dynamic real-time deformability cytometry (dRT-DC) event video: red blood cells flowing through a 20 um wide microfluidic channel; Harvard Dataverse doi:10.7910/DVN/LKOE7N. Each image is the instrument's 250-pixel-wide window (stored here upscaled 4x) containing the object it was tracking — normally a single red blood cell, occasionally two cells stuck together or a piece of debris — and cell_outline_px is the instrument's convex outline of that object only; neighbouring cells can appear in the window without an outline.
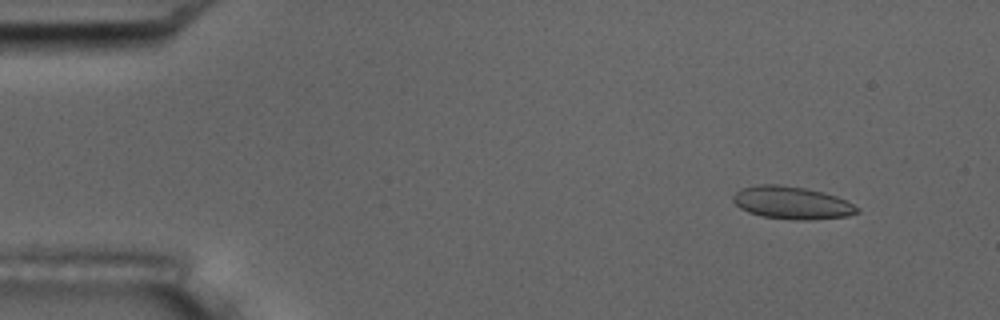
{"species": "common noctule bat (a hibernating species)", "species_latin": "Nyctalus noctula", "temperature_condition": "room temperature", "stored_images_in_passage": 5, "camera_frame_rate_fps": 3000, "um_per_image_px": 0.085, "animal": {"sex": "male", "body_mass_g": 17.5, "forearm_length_mm": 52.3}, "frame": {"image": 1, "passage_image": 2, "time_ms": 1.0, "image_size_px": [1000, 320], "cell_outline_px": [[860, 212], [848, 216], [808, 220], [796, 220], [764, 216], [748, 212], [740, 208], [732, 200], [732, 196], [740, 188], [756, 184], [776, 184], [804, 188], [824, 192], [836, 196], [860, 208]], "centroid_in_image_um": [67.3, 17.23], "position_along_channel_um": 17.7, "area_um2": 23.58}}
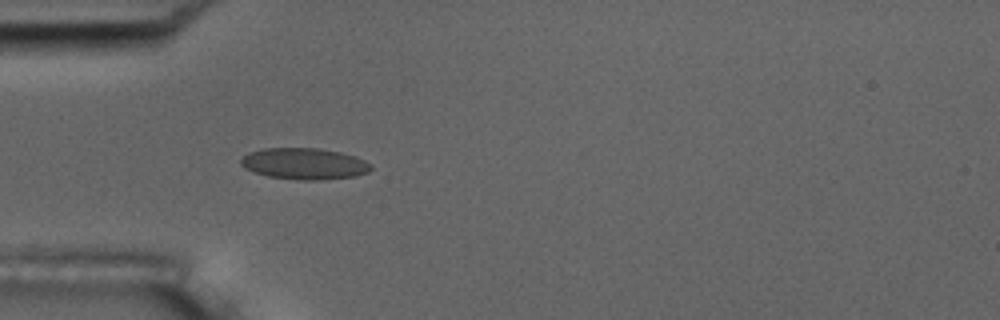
{"frame": {"image": 2, "passage_image": 5, "time_ms": 4.667, "image_size_px": [1000, 320], "cell_outline_px": [[372, 168], [368, 172], [356, 176], [320, 180], [300, 180], [268, 176], [244, 168], [240, 164], [240, 160], [248, 152], [264, 148], [320, 148], [340, 152], [356, 156], [372, 164]], "centroid_in_image_um": [25.88, 13.91], "position_along_channel_um": 59.1, "area_um2": 23.87}}